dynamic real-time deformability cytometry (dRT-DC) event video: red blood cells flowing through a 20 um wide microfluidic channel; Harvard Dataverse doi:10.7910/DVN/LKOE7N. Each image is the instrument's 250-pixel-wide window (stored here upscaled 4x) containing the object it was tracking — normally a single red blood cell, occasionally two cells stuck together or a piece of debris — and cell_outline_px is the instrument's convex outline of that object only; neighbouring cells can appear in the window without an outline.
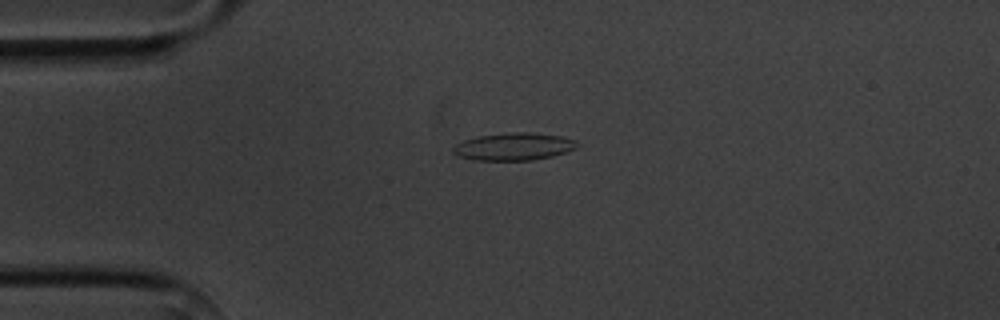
{"species": "common noctule bat (a hibernating species)", "species_latin": "Nyctalus noctula", "temperature_condition": "cold", "stored_images_in_passage": 2, "camera_frame_rate_fps": 3000, "um_per_image_px": 0.085, "animal": {"sex": "male", "body_mass_g": 20.1, "forearm_length_mm": 53.5}, "frame": {"image": 1, "passage_image": 1, "time_ms": 0.0, "image_size_px": [1000, 320], "cell_outline_px": [[580, 144], [576, 148], [552, 156], [532, 160], [476, 160], [456, 156], [452, 152], [452, 148], [456, 144], [464, 140], [480, 136], [508, 132], [528, 132], [560, 136], [576, 140]], "centroid_in_image_um": [43.66, 12.46], "position_along_channel_um": 41.3, "area_um2": 19.83}}